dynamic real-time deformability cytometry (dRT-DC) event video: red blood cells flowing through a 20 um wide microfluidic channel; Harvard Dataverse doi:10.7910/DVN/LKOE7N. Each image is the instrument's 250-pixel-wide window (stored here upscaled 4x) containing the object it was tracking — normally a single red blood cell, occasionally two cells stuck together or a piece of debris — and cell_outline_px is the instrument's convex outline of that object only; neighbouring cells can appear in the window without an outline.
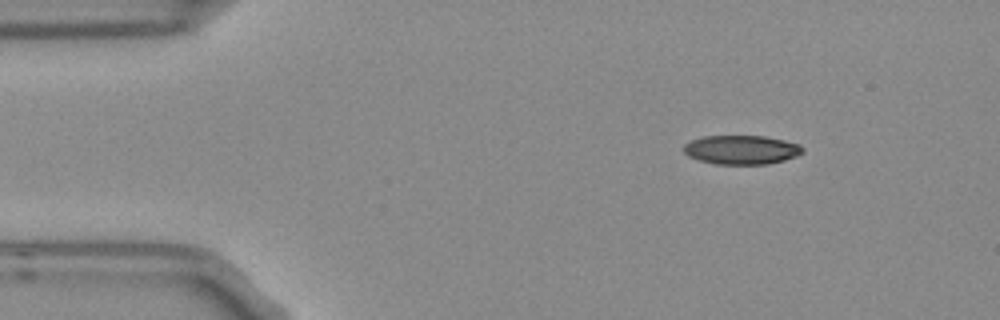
{"species": "Egyptian fruit bat (a non-hibernating species)", "species_latin": "Rousettus aegyptiacus", "temperature_condition": "room temperature", "stored_images_in_passage": 4, "camera_frame_rate_fps": 3000, "um_per_image_px": 0.085, "frame": {"image": 1, "passage_image": 1, "time_ms": 0.0, "image_size_px": [1000, 320], "cell_outline_px": [[804, 152], [796, 156], [784, 160], [768, 164], [716, 164], [700, 160], [688, 156], [684, 152], [684, 144], [692, 140], [704, 136], [764, 136], [784, 140], [800, 144], [804, 148]], "centroid_in_image_um": [63.05, 12.73], "position_along_channel_um": 22.0, "area_um2": 20.11}}
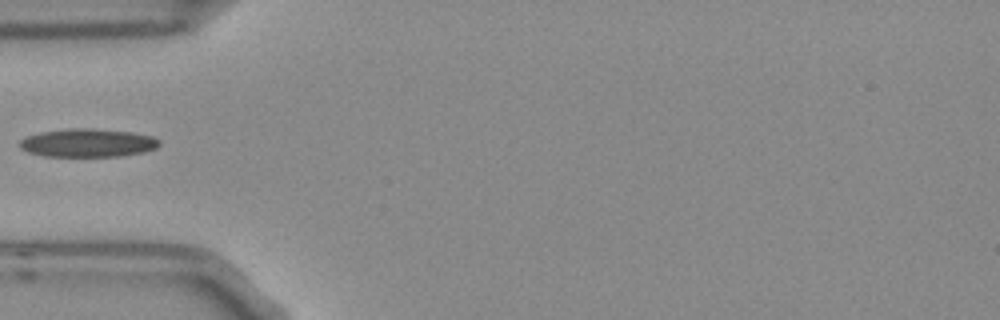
{"frame": {"image": 2, "passage_image": 4, "time_ms": 1.0, "image_size_px": [1000, 320], "cell_outline_px": [[160, 144], [156, 148], [144, 152], [120, 156], [44, 156], [28, 152], [20, 148], [20, 140], [28, 136], [40, 132], [68, 128], [96, 128], [132, 132], [152, 136], [160, 140]], "centroid_in_image_um": [7.48, 12.14], "position_along_channel_um": 77.5, "area_um2": 23.12}}